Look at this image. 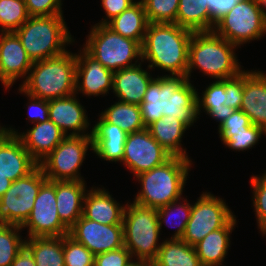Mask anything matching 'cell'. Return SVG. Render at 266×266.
Returning a JSON list of instances; mask_svg holds the SVG:
<instances>
[{
    "label": "cell",
    "instance_id": "obj_5",
    "mask_svg": "<svg viewBox=\"0 0 266 266\" xmlns=\"http://www.w3.org/2000/svg\"><path fill=\"white\" fill-rule=\"evenodd\" d=\"M191 162L190 158L172 156L162 165L137 175L142 189L133 202L158 209L181 199Z\"/></svg>",
    "mask_w": 266,
    "mask_h": 266
},
{
    "label": "cell",
    "instance_id": "obj_27",
    "mask_svg": "<svg viewBox=\"0 0 266 266\" xmlns=\"http://www.w3.org/2000/svg\"><path fill=\"white\" fill-rule=\"evenodd\" d=\"M189 127L178 118L163 116L147 127L151 136L172 156L189 158L181 141Z\"/></svg>",
    "mask_w": 266,
    "mask_h": 266
},
{
    "label": "cell",
    "instance_id": "obj_42",
    "mask_svg": "<svg viewBox=\"0 0 266 266\" xmlns=\"http://www.w3.org/2000/svg\"><path fill=\"white\" fill-rule=\"evenodd\" d=\"M29 16L63 15L61 0H25Z\"/></svg>",
    "mask_w": 266,
    "mask_h": 266
},
{
    "label": "cell",
    "instance_id": "obj_50",
    "mask_svg": "<svg viewBox=\"0 0 266 266\" xmlns=\"http://www.w3.org/2000/svg\"><path fill=\"white\" fill-rule=\"evenodd\" d=\"M12 181L0 173V198L6 193L11 186Z\"/></svg>",
    "mask_w": 266,
    "mask_h": 266
},
{
    "label": "cell",
    "instance_id": "obj_49",
    "mask_svg": "<svg viewBox=\"0 0 266 266\" xmlns=\"http://www.w3.org/2000/svg\"><path fill=\"white\" fill-rule=\"evenodd\" d=\"M234 109L228 106H225V108H216L211 107L209 108L206 113L212 117V119L217 120L219 122V125H221L222 122H224L232 113Z\"/></svg>",
    "mask_w": 266,
    "mask_h": 266
},
{
    "label": "cell",
    "instance_id": "obj_36",
    "mask_svg": "<svg viewBox=\"0 0 266 266\" xmlns=\"http://www.w3.org/2000/svg\"><path fill=\"white\" fill-rule=\"evenodd\" d=\"M219 138L228 148L236 151L251 149L266 131L259 126L252 124L246 131L239 132H218Z\"/></svg>",
    "mask_w": 266,
    "mask_h": 266
},
{
    "label": "cell",
    "instance_id": "obj_10",
    "mask_svg": "<svg viewBox=\"0 0 266 266\" xmlns=\"http://www.w3.org/2000/svg\"><path fill=\"white\" fill-rule=\"evenodd\" d=\"M93 150L92 136H66L40 163L48 181H82L79 172L87 150Z\"/></svg>",
    "mask_w": 266,
    "mask_h": 266
},
{
    "label": "cell",
    "instance_id": "obj_28",
    "mask_svg": "<svg viewBox=\"0 0 266 266\" xmlns=\"http://www.w3.org/2000/svg\"><path fill=\"white\" fill-rule=\"evenodd\" d=\"M106 25L115 33L136 40L142 46L149 21L143 3L139 0L110 20Z\"/></svg>",
    "mask_w": 266,
    "mask_h": 266
},
{
    "label": "cell",
    "instance_id": "obj_4",
    "mask_svg": "<svg viewBox=\"0 0 266 266\" xmlns=\"http://www.w3.org/2000/svg\"><path fill=\"white\" fill-rule=\"evenodd\" d=\"M33 97L52 100L76 93V53L33 62L26 80L19 86Z\"/></svg>",
    "mask_w": 266,
    "mask_h": 266
},
{
    "label": "cell",
    "instance_id": "obj_14",
    "mask_svg": "<svg viewBox=\"0 0 266 266\" xmlns=\"http://www.w3.org/2000/svg\"><path fill=\"white\" fill-rule=\"evenodd\" d=\"M171 157L172 155L145 128L141 131L128 134L124 146L122 163L136 177L141 173L162 165Z\"/></svg>",
    "mask_w": 266,
    "mask_h": 266
},
{
    "label": "cell",
    "instance_id": "obj_26",
    "mask_svg": "<svg viewBox=\"0 0 266 266\" xmlns=\"http://www.w3.org/2000/svg\"><path fill=\"white\" fill-rule=\"evenodd\" d=\"M236 222L234 216L223 228L210 232L194 246L202 266H222Z\"/></svg>",
    "mask_w": 266,
    "mask_h": 266
},
{
    "label": "cell",
    "instance_id": "obj_22",
    "mask_svg": "<svg viewBox=\"0 0 266 266\" xmlns=\"http://www.w3.org/2000/svg\"><path fill=\"white\" fill-rule=\"evenodd\" d=\"M92 127L93 152L106 161L122 162L128 134L115 124L107 122L101 115Z\"/></svg>",
    "mask_w": 266,
    "mask_h": 266
},
{
    "label": "cell",
    "instance_id": "obj_17",
    "mask_svg": "<svg viewBox=\"0 0 266 266\" xmlns=\"http://www.w3.org/2000/svg\"><path fill=\"white\" fill-rule=\"evenodd\" d=\"M113 73L84 49L80 50L76 54V94L82 92L88 97L107 95L113 89Z\"/></svg>",
    "mask_w": 266,
    "mask_h": 266
},
{
    "label": "cell",
    "instance_id": "obj_11",
    "mask_svg": "<svg viewBox=\"0 0 266 266\" xmlns=\"http://www.w3.org/2000/svg\"><path fill=\"white\" fill-rule=\"evenodd\" d=\"M46 181L39 165L27 176L13 181L0 198V223L21 227L28 219L38 192Z\"/></svg>",
    "mask_w": 266,
    "mask_h": 266
},
{
    "label": "cell",
    "instance_id": "obj_48",
    "mask_svg": "<svg viewBox=\"0 0 266 266\" xmlns=\"http://www.w3.org/2000/svg\"><path fill=\"white\" fill-rule=\"evenodd\" d=\"M11 266H36L33 254L25 245L17 253V256Z\"/></svg>",
    "mask_w": 266,
    "mask_h": 266
},
{
    "label": "cell",
    "instance_id": "obj_24",
    "mask_svg": "<svg viewBox=\"0 0 266 266\" xmlns=\"http://www.w3.org/2000/svg\"><path fill=\"white\" fill-rule=\"evenodd\" d=\"M124 210L125 205L121 206L104 187H92L85 194L82 215L100 224H122Z\"/></svg>",
    "mask_w": 266,
    "mask_h": 266
},
{
    "label": "cell",
    "instance_id": "obj_33",
    "mask_svg": "<svg viewBox=\"0 0 266 266\" xmlns=\"http://www.w3.org/2000/svg\"><path fill=\"white\" fill-rule=\"evenodd\" d=\"M183 199L184 198L182 197L179 201H172L166 206L157 209L160 231L162 229L163 222L166 223L167 226H176L177 228V231L175 230V233L172 237H170V239H182L186 225L190 219L192 204L188 203L187 199ZM180 200H183L184 203L180 202ZM171 220H175V224H172ZM176 221H179L177 222L178 224H176Z\"/></svg>",
    "mask_w": 266,
    "mask_h": 266
},
{
    "label": "cell",
    "instance_id": "obj_21",
    "mask_svg": "<svg viewBox=\"0 0 266 266\" xmlns=\"http://www.w3.org/2000/svg\"><path fill=\"white\" fill-rule=\"evenodd\" d=\"M252 124L266 131V73L244 70V91L240 107Z\"/></svg>",
    "mask_w": 266,
    "mask_h": 266
},
{
    "label": "cell",
    "instance_id": "obj_47",
    "mask_svg": "<svg viewBox=\"0 0 266 266\" xmlns=\"http://www.w3.org/2000/svg\"><path fill=\"white\" fill-rule=\"evenodd\" d=\"M240 0H205L212 16V30L215 22L229 12Z\"/></svg>",
    "mask_w": 266,
    "mask_h": 266
},
{
    "label": "cell",
    "instance_id": "obj_31",
    "mask_svg": "<svg viewBox=\"0 0 266 266\" xmlns=\"http://www.w3.org/2000/svg\"><path fill=\"white\" fill-rule=\"evenodd\" d=\"M25 246L33 254L36 266H65L62 237H31Z\"/></svg>",
    "mask_w": 266,
    "mask_h": 266
},
{
    "label": "cell",
    "instance_id": "obj_20",
    "mask_svg": "<svg viewBox=\"0 0 266 266\" xmlns=\"http://www.w3.org/2000/svg\"><path fill=\"white\" fill-rule=\"evenodd\" d=\"M8 133L17 135L21 139L24 148L38 164L66 137L65 133L51 120L35 123L30 130L27 129L23 133H18L10 127Z\"/></svg>",
    "mask_w": 266,
    "mask_h": 266
},
{
    "label": "cell",
    "instance_id": "obj_15",
    "mask_svg": "<svg viewBox=\"0 0 266 266\" xmlns=\"http://www.w3.org/2000/svg\"><path fill=\"white\" fill-rule=\"evenodd\" d=\"M68 235L95 256L124 247L123 224H100L83 215L69 229Z\"/></svg>",
    "mask_w": 266,
    "mask_h": 266
},
{
    "label": "cell",
    "instance_id": "obj_13",
    "mask_svg": "<svg viewBox=\"0 0 266 266\" xmlns=\"http://www.w3.org/2000/svg\"><path fill=\"white\" fill-rule=\"evenodd\" d=\"M21 228L31 237H62L69 229L61 222L56 207V181H46L40 188L33 209Z\"/></svg>",
    "mask_w": 266,
    "mask_h": 266
},
{
    "label": "cell",
    "instance_id": "obj_46",
    "mask_svg": "<svg viewBox=\"0 0 266 266\" xmlns=\"http://www.w3.org/2000/svg\"><path fill=\"white\" fill-rule=\"evenodd\" d=\"M101 6L104 8L106 13V18L102 19L101 22L97 24H107L114 17L121 14L129 6H131L135 0H101Z\"/></svg>",
    "mask_w": 266,
    "mask_h": 266
},
{
    "label": "cell",
    "instance_id": "obj_19",
    "mask_svg": "<svg viewBox=\"0 0 266 266\" xmlns=\"http://www.w3.org/2000/svg\"><path fill=\"white\" fill-rule=\"evenodd\" d=\"M39 164L17 135L6 133L0 140V173L12 182L27 176Z\"/></svg>",
    "mask_w": 266,
    "mask_h": 266
},
{
    "label": "cell",
    "instance_id": "obj_35",
    "mask_svg": "<svg viewBox=\"0 0 266 266\" xmlns=\"http://www.w3.org/2000/svg\"><path fill=\"white\" fill-rule=\"evenodd\" d=\"M25 0H0V32H14L29 18Z\"/></svg>",
    "mask_w": 266,
    "mask_h": 266
},
{
    "label": "cell",
    "instance_id": "obj_30",
    "mask_svg": "<svg viewBox=\"0 0 266 266\" xmlns=\"http://www.w3.org/2000/svg\"><path fill=\"white\" fill-rule=\"evenodd\" d=\"M176 24L192 32L212 31V16L205 0H179Z\"/></svg>",
    "mask_w": 266,
    "mask_h": 266
},
{
    "label": "cell",
    "instance_id": "obj_44",
    "mask_svg": "<svg viewBox=\"0 0 266 266\" xmlns=\"http://www.w3.org/2000/svg\"><path fill=\"white\" fill-rule=\"evenodd\" d=\"M18 90L20 91V93H24L30 100V104L28 106V119H30L29 121L32 122V124L48 121L49 101L26 94L20 87Z\"/></svg>",
    "mask_w": 266,
    "mask_h": 266
},
{
    "label": "cell",
    "instance_id": "obj_38",
    "mask_svg": "<svg viewBox=\"0 0 266 266\" xmlns=\"http://www.w3.org/2000/svg\"><path fill=\"white\" fill-rule=\"evenodd\" d=\"M65 266H94L95 255L69 235L63 236Z\"/></svg>",
    "mask_w": 266,
    "mask_h": 266
},
{
    "label": "cell",
    "instance_id": "obj_34",
    "mask_svg": "<svg viewBox=\"0 0 266 266\" xmlns=\"http://www.w3.org/2000/svg\"><path fill=\"white\" fill-rule=\"evenodd\" d=\"M20 230V226L0 223V266H11L25 245V240L19 235Z\"/></svg>",
    "mask_w": 266,
    "mask_h": 266
},
{
    "label": "cell",
    "instance_id": "obj_25",
    "mask_svg": "<svg viewBox=\"0 0 266 266\" xmlns=\"http://www.w3.org/2000/svg\"><path fill=\"white\" fill-rule=\"evenodd\" d=\"M85 181H56V207L61 222L70 229L82 216Z\"/></svg>",
    "mask_w": 266,
    "mask_h": 266
},
{
    "label": "cell",
    "instance_id": "obj_18",
    "mask_svg": "<svg viewBox=\"0 0 266 266\" xmlns=\"http://www.w3.org/2000/svg\"><path fill=\"white\" fill-rule=\"evenodd\" d=\"M76 93L63 98L49 100V120L58 126L67 136L91 135L86 133L89 120L84 106L78 102ZM85 131V132H84Z\"/></svg>",
    "mask_w": 266,
    "mask_h": 266
},
{
    "label": "cell",
    "instance_id": "obj_52",
    "mask_svg": "<svg viewBox=\"0 0 266 266\" xmlns=\"http://www.w3.org/2000/svg\"><path fill=\"white\" fill-rule=\"evenodd\" d=\"M8 132V127L5 128L4 126L2 127L0 125V140L2 139V137Z\"/></svg>",
    "mask_w": 266,
    "mask_h": 266
},
{
    "label": "cell",
    "instance_id": "obj_41",
    "mask_svg": "<svg viewBox=\"0 0 266 266\" xmlns=\"http://www.w3.org/2000/svg\"><path fill=\"white\" fill-rule=\"evenodd\" d=\"M244 91V70L237 76L225 79L224 105L240 110Z\"/></svg>",
    "mask_w": 266,
    "mask_h": 266
},
{
    "label": "cell",
    "instance_id": "obj_7",
    "mask_svg": "<svg viewBox=\"0 0 266 266\" xmlns=\"http://www.w3.org/2000/svg\"><path fill=\"white\" fill-rule=\"evenodd\" d=\"M124 246L136 261L153 262L158 255L161 243L160 226L156 208L125 204L123 215Z\"/></svg>",
    "mask_w": 266,
    "mask_h": 266
},
{
    "label": "cell",
    "instance_id": "obj_43",
    "mask_svg": "<svg viewBox=\"0 0 266 266\" xmlns=\"http://www.w3.org/2000/svg\"><path fill=\"white\" fill-rule=\"evenodd\" d=\"M133 261L131 253L124 246L96 255L94 266H130Z\"/></svg>",
    "mask_w": 266,
    "mask_h": 266
},
{
    "label": "cell",
    "instance_id": "obj_39",
    "mask_svg": "<svg viewBox=\"0 0 266 266\" xmlns=\"http://www.w3.org/2000/svg\"><path fill=\"white\" fill-rule=\"evenodd\" d=\"M225 101V79L216 80L203 92L202 96L199 97L197 92V116L200 115L202 108L206 112L211 107L225 108L223 104Z\"/></svg>",
    "mask_w": 266,
    "mask_h": 266
},
{
    "label": "cell",
    "instance_id": "obj_45",
    "mask_svg": "<svg viewBox=\"0 0 266 266\" xmlns=\"http://www.w3.org/2000/svg\"><path fill=\"white\" fill-rule=\"evenodd\" d=\"M252 125L250 118L242 110H234L233 113L218 126V132L246 131Z\"/></svg>",
    "mask_w": 266,
    "mask_h": 266
},
{
    "label": "cell",
    "instance_id": "obj_2",
    "mask_svg": "<svg viewBox=\"0 0 266 266\" xmlns=\"http://www.w3.org/2000/svg\"><path fill=\"white\" fill-rule=\"evenodd\" d=\"M192 35V31L176 23H149L141 46V62H149L147 69L157 67L172 76H186Z\"/></svg>",
    "mask_w": 266,
    "mask_h": 266
},
{
    "label": "cell",
    "instance_id": "obj_9",
    "mask_svg": "<svg viewBox=\"0 0 266 266\" xmlns=\"http://www.w3.org/2000/svg\"><path fill=\"white\" fill-rule=\"evenodd\" d=\"M235 46L254 41L266 33L263 0H240L215 22L212 30Z\"/></svg>",
    "mask_w": 266,
    "mask_h": 266
},
{
    "label": "cell",
    "instance_id": "obj_54",
    "mask_svg": "<svg viewBox=\"0 0 266 266\" xmlns=\"http://www.w3.org/2000/svg\"><path fill=\"white\" fill-rule=\"evenodd\" d=\"M263 3H264L265 14H266V0H263Z\"/></svg>",
    "mask_w": 266,
    "mask_h": 266
},
{
    "label": "cell",
    "instance_id": "obj_16",
    "mask_svg": "<svg viewBox=\"0 0 266 266\" xmlns=\"http://www.w3.org/2000/svg\"><path fill=\"white\" fill-rule=\"evenodd\" d=\"M33 65L14 32L0 33V81L6 90L21 77L24 81Z\"/></svg>",
    "mask_w": 266,
    "mask_h": 266
},
{
    "label": "cell",
    "instance_id": "obj_29",
    "mask_svg": "<svg viewBox=\"0 0 266 266\" xmlns=\"http://www.w3.org/2000/svg\"><path fill=\"white\" fill-rule=\"evenodd\" d=\"M154 266H202L194 246L181 239H166L161 243Z\"/></svg>",
    "mask_w": 266,
    "mask_h": 266
},
{
    "label": "cell",
    "instance_id": "obj_32",
    "mask_svg": "<svg viewBox=\"0 0 266 266\" xmlns=\"http://www.w3.org/2000/svg\"><path fill=\"white\" fill-rule=\"evenodd\" d=\"M107 122L115 124L127 134L145 129L140 105L115 102L100 114Z\"/></svg>",
    "mask_w": 266,
    "mask_h": 266
},
{
    "label": "cell",
    "instance_id": "obj_40",
    "mask_svg": "<svg viewBox=\"0 0 266 266\" xmlns=\"http://www.w3.org/2000/svg\"><path fill=\"white\" fill-rule=\"evenodd\" d=\"M253 188V206L257 217L258 227L266 221V171L262 176H252L250 179Z\"/></svg>",
    "mask_w": 266,
    "mask_h": 266
},
{
    "label": "cell",
    "instance_id": "obj_8",
    "mask_svg": "<svg viewBox=\"0 0 266 266\" xmlns=\"http://www.w3.org/2000/svg\"><path fill=\"white\" fill-rule=\"evenodd\" d=\"M91 28L83 49L105 68L115 72L142 60L141 45L136 40L115 33L106 24L96 23Z\"/></svg>",
    "mask_w": 266,
    "mask_h": 266
},
{
    "label": "cell",
    "instance_id": "obj_51",
    "mask_svg": "<svg viewBox=\"0 0 266 266\" xmlns=\"http://www.w3.org/2000/svg\"><path fill=\"white\" fill-rule=\"evenodd\" d=\"M130 266H154L153 262L134 260Z\"/></svg>",
    "mask_w": 266,
    "mask_h": 266
},
{
    "label": "cell",
    "instance_id": "obj_6",
    "mask_svg": "<svg viewBox=\"0 0 266 266\" xmlns=\"http://www.w3.org/2000/svg\"><path fill=\"white\" fill-rule=\"evenodd\" d=\"M63 15L30 16L14 31L32 62L63 54L74 42Z\"/></svg>",
    "mask_w": 266,
    "mask_h": 266
},
{
    "label": "cell",
    "instance_id": "obj_23",
    "mask_svg": "<svg viewBox=\"0 0 266 266\" xmlns=\"http://www.w3.org/2000/svg\"><path fill=\"white\" fill-rule=\"evenodd\" d=\"M152 79L151 74L142 69L139 62L138 65L113 73V93L120 102L140 105Z\"/></svg>",
    "mask_w": 266,
    "mask_h": 266
},
{
    "label": "cell",
    "instance_id": "obj_53",
    "mask_svg": "<svg viewBox=\"0 0 266 266\" xmlns=\"http://www.w3.org/2000/svg\"><path fill=\"white\" fill-rule=\"evenodd\" d=\"M258 228L260 229L262 235H266V221H264Z\"/></svg>",
    "mask_w": 266,
    "mask_h": 266
},
{
    "label": "cell",
    "instance_id": "obj_3",
    "mask_svg": "<svg viewBox=\"0 0 266 266\" xmlns=\"http://www.w3.org/2000/svg\"><path fill=\"white\" fill-rule=\"evenodd\" d=\"M236 47L213 31L193 32L186 72L188 80L193 69H200L203 74L217 80L237 76L243 70L235 54Z\"/></svg>",
    "mask_w": 266,
    "mask_h": 266
},
{
    "label": "cell",
    "instance_id": "obj_1",
    "mask_svg": "<svg viewBox=\"0 0 266 266\" xmlns=\"http://www.w3.org/2000/svg\"><path fill=\"white\" fill-rule=\"evenodd\" d=\"M197 91L187 76L153 78L140 104L145 128L163 116H173L191 127L197 118Z\"/></svg>",
    "mask_w": 266,
    "mask_h": 266
},
{
    "label": "cell",
    "instance_id": "obj_12",
    "mask_svg": "<svg viewBox=\"0 0 266 266\" xmlns=\"http://www.w3.org/2000/svg\"><path fill=\"white\" fill-rule=\"evenodd\" d=\"M234 216L222 198L203 192L192 205L190 219L181 240L195 246L210 232L223 228Z\"/></svg>",
    "mask_w": 266,
    "mask_h": 266
},
{
    "label": "cell",
    "instance_id": "obj_37",
    "mask_svg": "<svg viewBox=\"0 0 266 266\" xmlns=\"http://www.w3.org/2000/svg\"><path fill=\"white\" fill-rule=\"evenodd\" d=\"M149 23H176L179 0H141Z\"/></svg>",
    "mask_w": 266,
    "mask_h": 266
}]
</instances>
